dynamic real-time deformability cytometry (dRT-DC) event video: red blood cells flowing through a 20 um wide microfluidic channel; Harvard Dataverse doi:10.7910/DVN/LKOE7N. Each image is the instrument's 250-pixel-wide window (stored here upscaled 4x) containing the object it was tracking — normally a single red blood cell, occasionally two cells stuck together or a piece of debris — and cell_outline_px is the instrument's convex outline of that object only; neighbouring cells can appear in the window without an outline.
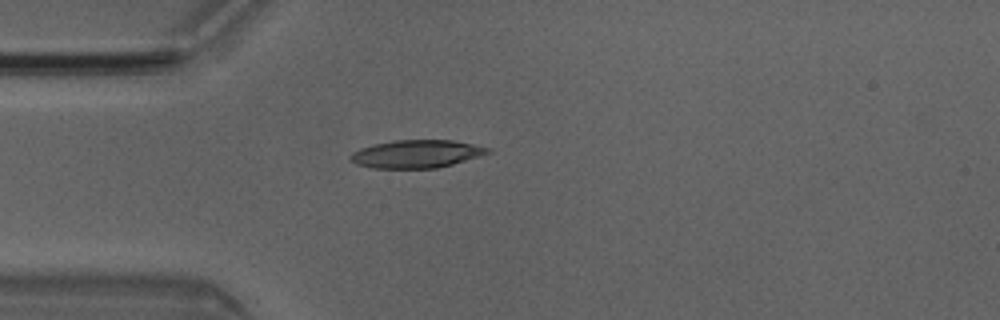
{"species": "Egyptian fruit bat (a non-hibernating species)", "species_latin": "Rousettus aegyptiacus", "temperature_condition": "room temperature", "stored_images_in_passage": 2, "camera_frame_rate_fps": 3000, "um_per_image_px": 0.085, "animal": {"sex": "male"}, "frame": {"image": 1, "passage_image": 2, "time_ms": 0.333, "image_size_px": [1000, 320], "cell_outline_px": [[492, 152], [452, 164], [436, 168], [372, 168], [356, 164], [348, 156], [352, 152], [360, 148], [372, 144], [392, 140], [452, 140], [492, 148]], "centroid_in_image_um": [35.38, 13.07], "position_along_channel_um": 49.6, "area_um2": 22.37}}